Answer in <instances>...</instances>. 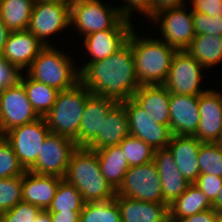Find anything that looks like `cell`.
Here are the masks:
<instances>
[{
  "mask_svg": "<svg viewBox=\"0 0 222 222\" xmlns=\"http://www.w3.org/2000/svg\"><path fill=\"white\" fill-rule=\"evenodd\" d=\"M33 222H51L50 213L47 210H42Z\"/></svg>",
  "mask_w": 222,
  "mask_h": 222,
  "instance_id": "obj_47",
  "label": "cell"
},
{
  "mask_svg": "<svg viewBox=\"0 0 222 222\" xmlns=\"http://www.w3.org/2000/svg\"><path fill=\"white\" fill-rule=\"evenodd\" d=\"M212 205L213 209L216 210L217 212L222 211V187Z\"/></svg>",
  "mask_w": 222,
  "mask_h": 222,
  "instance_id": "obj_48",
  "label": "cell"
},
{
  "mask_svg": "<svg viewBox=\"0 0 222 222\" xmlns=\"http://www.w3.org/2000/svg\"><path fill=\"white\" fill-rule=\"evenodd\" d=\"M129 167L144 165L153 161L154 150L143 140L129 135L119 144Z\"/></svg>",
  "mask_w": 222,
  "mask_h": 222,
  "instance_id": "obj_33",
  "label": "cell"
},
{
  "mask_svg": "<svg viewBox=\"0 0 222 222\" xmlns=\"http://www.w3.org/2000/svg\"><path fill=\"white\" fill-rule=\"evenodd\" d=\"M85 202L74 185L64 179L59 183L48 212L82 211Z\"/></svg>",
  "mask_w": 222,
  "mask_h": 222,
  "instance_id": "obj_31",
  "label": "cell"
},
{
  "mask_svg": "<svg viewBox=\"0 0 222 222\" xmlns=\"http://www.w3.org/2000/svg\"><path fill=\"white\" fill-rule=\"evenodd\" d=\"M70 25V2L34 3L27 30L44 46H51L49 36Z\"/></svg>",
  "mask_w": 222,
  "mask_h": 222,
  "instance_id": "obj_11",
  "label": "cell"
},
{
  "mask_svg": "<svg viewBox=\"0 0 222 222\" xmlns=\"http://www.w3.org/2000/svg\"><path fill=\"white\" fill-rule=\"evenodd\" d=\"M41 211L33 204L20 201L15 207L0 214V222H33Z\"/></svg>",
  "mask_w": 222,
  "mask_h": 222,
  "instance_id": "obj_37",
  "label": "cell"
},
{
  "mask_svg": "<svg viewBox=\"0 0 222 222\" xmlns=\"http://www.w3.org/2000/svg\"><path fill=\"white\" fill-rule=\"evenodd\" d=\"M155 163L162 185L163 203L171 205L191 185L178 170L168 148L154 150Z\"/></svg>",
  "mask_w": 222,
  "mask_h": 222,
  "instance_id": "obj_17",
  "label": "cell"
},
{
  "mask_svg": "<svg viewBox=\"0 0 222 222\" xmlns=\"http://www.w3.org/2000/svg\"><path fill=\"white\" fill-rule=\"evenodd\" d=\"M21 73L23 72L17 66L0 56V89L17 85L20 82Z\"/></svg>",
  "mask_w": 222,
  "mask_h": 222,
  "instance_id": "obj_41",
  "label": "cell"
},
{
  "mask_svg": "<svg viewBox=\"0 0 222 222\" xmlns=\"http://www.w3.org/2000/svg\"><path fill=\"white\" fill-rule=\"evenodd\" d=\"M157 167L150 163L129 167L116 189V195L144 202L163 203V193Z\"/></svg>",
  "mask_w": 222,
  "mask_h": 222,
  "instance_id": "obj_7",
  "label": "cell"
},
{
  "mask_svg": "<svg viewBox=\"0 0 222 222\" xmlns=\"http://www.w3.org/2000/svg\"><path fill=\"white\" fill-rule=\"evenodd\" d=\"M186 51L205 69L222 63V35H196Z\"/></svg>",
  "mask_w": 222,
  "mask_h": 222,
  "instance_id": "obj_28",
  "label": "cell"
},
{
  "mask_svg": "<svg viewBox=\"0 0 222 222\" xmlns=\"http://www.w3.org/2000/svg\"><path fill=\"white\" fill-rule=\"evenodd\" d=\"M130 135L127 111L122 103H117L107 114L101 125V134L87 146L92 150L119 145L126 136Z\"/></svg>",
  "mask_w": 222,
  "mask_h": 222,
  "instance_id": "obj_23",
  "label": "cell"
},
{
  "mask_svg": "<svg viewBox=\"0 0 222 222\" xmlns=\"http://www.w3.org/2000/svg\"><path fill=\"white\" fill-rule=\"evenodd\" d=\"M219 212L213 208L179 219L177 222H215Z\"/></svg>",
  "mask_w": 222,
  "mask_h": 222,
  "instance_id": "obj_43",
  "label": "cell"
},
{
  "mask_svg": "<svg viewBox=\"0 0 222 222\" xmlns=\"http://www.w3.org/2000/svg\"><path fill=\"white\" fill-rule=\"evenodd\" d=\"M200 121L195 137L202 143H220L222 94L208 89L199 95Z\"/></svg>",
  "mask_w": 222,
  "mask_h": 222,
  "instance_id": "obj_15",
  "label": "cell"
},
{
  "mask_svg": "<svg viewBox=\"0 0 222 222\" xmlns=\"http://www.w3.org/2000/svg\"><path fill=\"white\" fill-rule=\"evenodd\" d=\"M44 117L36 121L15 127L3 136L11 144L20 164L29 170L37 161L42 145L50 134Z\"/></svg>",
  "mask_w": 222,
  "mask_h": 222,
  "instance_id": "obj_9",
  "label": "cell"
},
{
  "mask_svg": "<svg viewBox=\"0 0 222 222\" xmlns=\"http://www.w3.org/2000/svg\"><path fill=\"white\" fill-rule=\"evenodd\" d=\"M25 172L11 144L0 136V179L23 176Z\"/></svg>",
  "mask_w": 222,
  "mask_h": 222,
  "instance_id": "obj_36",
  "label": "cell"
},
{
  "mask_svg": "<svg viewBox=\"0 0 222 222\" xmlns=\"http://www.w3.org/2000/svg\"><path fill=\"white\" fill-rule=\"evenodd\" d=\"M101 173L116 190L129 169V165L120 145H112L95 150Z\"/></svg>",
  "mask_w": 222,
  "mask_h": 222,
  "instance_id": "obj_26",
  "label": "cell"
},
{
  "mask_svg": "<svg viewBox=\"0 0 222 222\" xmlns=\"http://www.w3.org/2000/svg\"><path fill=\"white\" fill-rule=\"evenodd\" d=\"M201 144L202 142L195 136L173 135L167 145L178 170L191 184H194L201 174L198 163V152Z\"/></svg>",
  "mask_w": 222,
  "mask_h": 222,
  "instance_id": "obj_20",
  "label": "cell"
},
{
  "mask_svg": "<svg viewBox=\"0 0 222 222\" xmlns=\"http://www.w3.org/2000/svg\"><path fill=\"white\" fill-rule=\"evenodd\" d=\"M63 179L53 175H40L29 170L23 175L22 201L47 210Z\"/></svg>",
  "mask_w": 222,
  "mask_h": 222,
  "instance_id": "obj_22",
  "label": "cell"
},
{
  "mask_svg": "<svg viewBox=\"0 0 222 222\" xmlns=\"http://www.w3.org/2000/svg\"><path fill=\"white\" fill-rule=\"evenodd\" d=\"M34 0H0V18L10 31L27 30Z\"/></svg>",
  "mask_w": 222,
  "mask_h": 222,
  "instance_id": "obj_29",
  "label": "cell"
},
{
  "mask_svg": "<svg viewBox=\"0 0 222 222\" xmlns=\"http://www.w3.org/2000/svg\"><path fill=\"white\" fill-rule=\"evenodd\" d=\"M80 82L92 94L111 98L118 103L131 99L141 86L131 45L127 42L106 59L88 63L80 71Z\"/></svg>",
  "mask_w": 222,
  "mask_h": 222,
  "instance_id": "obj_1",
  "label": "cell"
},
{
  "mask_svg": "<svg viewBox=\"0 0 222 222\" xmlns=\"http://www.w3.org/2000/svg\"><path fill=\"white\" fill-rule=\"evenodd\" d=\"M201 174H210L222 178V144L202 143L198 152Z\"/></svg>",
  "mask_w": 222,
  "mask_h": 222,
  "instance_id": "obj_34",
  "label": "cell"
},
{
  "mask_svg": "<svg viewBox=\"0 0 222 222\" xmlns=\"http://www.w3.org/2000/svg\"><path fill=\"white\" fill-rule=\"evenodd\" d=\"M51 222H80L81 211L49 212Z\"/></svg>",
  "mask_w": 222,
  "mask_h": 222,
  "instance_id": "obj_44",
  "label": "cell"
},
{
  "mask_svg": "<svg viewBox=\"0 0 222 222\" xmlns=\"http://www.w3.org/2000/svg\"><path fill=\"white\" fill-rule=\"evenodd\" d=\"M117 7L101 0H71L70 26L82 36L102 30H132V22L124 19Z\"/></svg>",
  "mask_w": 222,
  "mask_h": 222,
  "instance_id": "obj_5",
  "label": "cell"
},
{
  "mask_svg": "<svg viewBox=\"0 0 222 222\" xmlns=\"http://www.w3.org/2000/svg\"><path fill=\"white\" fill-rule=\"evenodd\" d=\"M123 3V5H119L118 10L122 17L128 21H131L130 17L135 10L136 13L141 12V14L145 15V17L147 16L149 19L153 17V0H124Z\"/></svg>",
  "mask_w": 222,
  "mask_h": 222,
  "instance_id": "obj_39",
  "label": "cell"
},
{
  "mask_svg": "<svg viewBox=\"0 0 222 222\" xmlns=\"http://www.w3.org/2000/svg\"><path fill=\"white\" fill-rule=\"evenodd\" d=\"M169 127L173 135L195 136L199 121V96L170 95Z\"/></svg>",
  "mask_w": 222,
  "mask_h": 222,
  "instance_id": "obj_16",
  "label": "cell"
},
{
  "mask_svg": "<svg viewBox=\"0 0 222 222\" xmlns=\"http://www.w3.org/2000/svg\"><path fill=\"white\" fill-rule=\"evenodd\" d=\"M44 47V44L28 30L11 31L4 45L2 57L23 71L30 67Z\"/></svg>",
  "mask_w": 222,
  "mask_h": 222,
  "instance_id": "obj_18",
  "label": "cell"
},
{
  "mask_svg": "<svg viewBox=\"0 0 222 222\" xmlns=\"http://www.w3.org/2000/svg\"><path fill=\"white\" fill-rule=\"evenodd\" d=\"M134 29L131 30L127 42L133 51L140 85H163L177 50L158 37L140 38Z\"/></svg>",
  "mask_w": 222,
  "mask_h": 222,
  "instance_id": "obj_3",
  "label": "cell"
},
{
  "mask_svg": "<svg viewBox=\"0 0 222 222\" xmlns=\"http://www.w3.org/2000/svg\"><path fill=\"white\" fill-rule=\"evenodd\" d=\"M91 94L80 81L71 89L59 91L54 105L44 116L50 132L73 139L79 147L80 122Z\"/></svg>",
  "mask_w": 222,
  "mask_h": 222,
  "instance_id": "obj_4",
  "label": "cell"
},
{
  "mask_svg": "<svg viewBox=\"0 0 222 222\" xmlns=\"http://www.w3.org/2000/svg\"><path fill=\"white\" fill-rule=\"evenodd\" d=\"M170 92L164 85H141L132 99L159 124L169 125Z\"/></svg>",
  "mask_w": 222,
  "mask_h": 222,
  "instance_id": "obj_24",
  "label": "cell"
},
{
  "mask_svg": "<svg viewBox=\"0 0 222 222\" xmlns=\"http://www.w3.org/2000/svg\"><path fill=\"white\" fill-rule=\"evenodd\" d=\"M192 12H200L210 17L222 16V0H191Z\"/></svg>",
  "mask_w": 222,
  "mask_h": 222,
  "instance_id": "obj_42",
  "label": "cell"
},
{
  "mask_svg": "<svg viewBox=\"0 0 222 222\" xmlns=\"http://www.w3.org/2000/svg\"><path fill=\"white\" fill-rule=\"evenodd\" d=\"M194 185L208 197L211 203H213L221 190L222 178L210 174H200Z\"/></svg>",
  "mask_w": 222,
  "mask_h": 222,
  "instance_id": "obj_40",
  "label": "cell"
},
{
  "mask_svg": "<svg viewBox=\"0 0 222 222\" xmlns=\"http://www.w3.org/2000/svg\"><path fill=\"white\" fill-rule=\"evenodd\" d=\"M80 222H121L117 201L113 198L85 203L80 213Z\"/></svg>",
  "mask_w": 222,
  "mask_h": 222,
  "instance_id": "obj_32",
  "label": "cell"
},
{
  "mask_svg": "<svg viewBox=\"0 0 222 222\" xmlns=\"http://www.w3.org/2000/svg\"><path fill=\"white\" fill-rule=\"evenodd\" d=\"M39 118L20 82L1 91L0 136L15 127L32 123Z\"/></svg>",
  "mask_w": 222,
  "mask_h": 222,
  "instance_id": "obj_13",
  "label": "cell"
},
{
  "mask_svg": "<svg viewBox=\"0 0 222 222\" xmlns=\"http://www.w3.org/2000/svg\"><path fill=\"white\" fill-rule=\"evenodd\" d=\"M74 61L53 46H45L27 69V75L58 91L73 88L80 81L79 69ZM78 70V71H77Z\"/></svg>",
  "mask_w": 222,
  "mask_h": 222,
  "instance_id": "obj_6",
  "label": "cell"
},
{
  "mask_svg": "<svg viewBox=\"0 0 222 222\" xmlns=\"http://www.w3.org/2000/svg\"><path fill=\"white\" fill-rule=\"evenodd\" d=\"M203 69L186 50H177L163 85L170 94L199 96L208 90L200 86Z\"/></svg>",
  "mask_w": 222,
  "mask_h": 222,
  "instance_id": "obj_10",
  "label": "cell"
},
{
  "mask_svg": "<svg viewBox=\"0 0 222 222\" xmlns=\"http://www.w3.org/2000/svg\"><path fill=\"white\" fill-rule=\"evenodd\" d=\"M215 222H222V215L218 213Z\"/></svg>",
  "mask_w": 222,
  "mask_h": 222,
  "instance_id": "obj_50",
  "label": "cell"
},
{
  "mask_svg": "<svg viewBox=\"0 0 222 222\" xmlns=\"http://www.w3.org/2000/svg\"><path fill=\"white\" fill-rule=\"evenodd\" d=\"M193 23L196 35H222V16H214L193 12Z\"/></svg>",
  "mask_w": 222,
  "mask_h": 222,
  "instance_id": "obj_38",
  "label": "cell"
},
{
  "mask_svg": "<svg viewBox=\"0 0 222 222\" xmlns=\"http://www.w3.org/2000/svg\"><path fill=\"white\" fill-rule=\"evenodd\" d=\"M23 176L0 179V214L22 201Z\"/></svg>",
  "mask_w": 222,
  "mask_h": 222,
  "instance_id": "obj_35",
  "label": "cell"
},
{
  "mask_svg": "<svg viewBox=\"0 0 222 222\" xmlns=\"http://www.w3.org/2000/svg\"><path fill=\"white\" fill-rule=\"evenodd\" d=\"M117 103L111 98L95 94L87 98L79 127V147H87L97 134H101L104 119Z\"/></svg>",
  "mask_w": 222,
  "mask_h": 222,
  "instance_id": "obj_19",
  "label": "cell"
},
{
  "mask_svg": "<svg viewBox=\"0 0 222 222\" xmlns=\"http://www.w3.org/2000/svg\"><path fill=\"white\" fill-rule=\"evenodd\" d=\"M63 179L77 188L85 203L108 201L116 196V190L101 173L96 151L87 147L74 150Z\"/></svg>",
  "mask_w": 222,
  "mask_h": 222,
  "instance_id": "obj_2",
  "label": "cell"
},
{
  "mask_svg": "<svg viewBox=\"0 0 222 222\" xmlns=\"http://www.w3.org/2000/svg\"><path fill=\"white\" fill-rule=\"evenodd\" d=\"M77 148L71 138L50 133L42 145L36 163L29 171L64 178L72 153Z\"/></svg>",
  "mask_w": 222,
  "mask_h": 222,
  "instance_id": "obj_12",
  "label": "cell"
},
{
  "mask_svg": "<svg viewBox=\"0 0 222 222\" xmlns=\"http://www.w3.org/2000/svg\"><path fill=\"white\" fill-rule=\"evenodd\" d=\"M213 208L208 197L194 184H191L171 205H169L170 222L192 216Z\"/></svg>",
  "mask_w": 222,
  "mask_h": 222,
  "instance_id": "obj_27",
  "label": "cell"
},
{
  "mask_svg": "<svg viewBox=\"0 0 222 222\" xmlns=\"http://www.w3.org/2000/svg\"><path fill=\"white\" fill-rule=\"evenodd\" d=\"M10 30L4 24V22L0 18V56H2L4 45L7 42L8 36L10 34Z\"/></svg>",
  "mask_w": 222,
  "mask_h": 222,
  "instance_id": "obj_46",
  "label": "cell"
},
{
  "mask_svg": "<svg viewBox=\"0 0 222 222\" xmlns=\"http://www.w3.org/2000/svg\"><path fill=\"white\" fill-rule=\"evenodd\" d=\"M26 75V76H25ZM23 74L20 83L24 86L28 100L40 117H44L56 101L58 90ZM25 76V77H24Z\"/></svg>",
  "mask_w": 222,
  "mask_h": 222,
  "instance_id": "obj_30",
  "label": "cell"
},
{
  "mask_svg": "<svg viewBox=\"0 0 222 222\" xmlns=\"http://www.w3.org/2000/svg\"><path fill=\"white\" fill-rule=\"evenodd\" d=\"M121 103L128 114L130 135L143 140L153 150L167 148L173 136L169 125L154 121L132 98Z\"/></svg>",
  "mask_w": 222,
  "mask_h": 222,
  "instance_id": "obj_14",
  "label": "cell"
},
{
  "mask_svg": "<svg viewBox=\"0 0 222 222\" xmlns=\"http://www.w3.org/2000/svg\"><path fill=\"white\" fill-rule=\"evenodd\" d=\"M185 0H153V15L169 8L185 6Z\"/></svg>",
  "mask_w": 222,
  "mask_h": 222,
  "instance_id": "obj_45",
  "label": "cell"
},
{
  "mask_svg": "<svg viewBox=\"0 0 222 222\" xmlns=\"http://www.w3.org/2000/svg\"><path fill=\"white\" fill-rule=\"evenodd\" d=\"M39 2H71V0H34V3Z\"/></svg>",
  "mask_w": 222,
  "mask_h": 222,
  "instance_id": "obj_49",
  "label": "cell"
},
{
  "mask_svg": "<svg viewBox=\"0 0 222 222\" xmlns=\"http://www.w3.org/2000/svg\"><path fill=\"white\" fill-rule=\"evenodd\" d=\"M220 143L222 144V130H221V134H220Z\"/></svg>",
  "mask_w": 222,
  "mask_h": 222,
  "instance_id": "obj_51",
  "label": "cell"
},
{
  "mask_svg": "<svg viewBox=\"0 0 222 222\" xmlns=\"http://www.w3.org/2000/svg\"><path fill=\"white\" fill-rule=\"evenodd\" d=\"M131 30H102L91 33L84 37V46L91 58L84 63L79 72L90 62L106 59L109 55L117 52L128 40Z\"/></svg>",
  "mask_w": 222,
  "mask_h": 222,
  "instance_id": "obj_25",
  "label": "cell"
},
{
  "mask_svg": "<svg viewBox=\"0 0 222 222\" xmlns=\"http://www.w3.org/2000/svg\"><path fill=\"white\" fill-rule=\"evenodd\" d=\"M121 222H170L169 205L116 195Z\"/></svg>",
  "mask_w": 222,
  "mask_h": 222,
  "instance_id": "obj_21",
  "label": "cell"
},
{
  "mask_svg": "<svg viewBox=\"0 0 222 222\" xmlns=\"http://www.w3.org/2000/svg\"><path fill=\"white\" fill-rule=\"evenodd\" d=\"M186 10L185 6L169 8L157 12L150 19L161 27L159 39L176 50H186L196 36L192 9Z\"/></svg>",
  "mask_w": 222,
  "mask_h": 222,
  "instance_id": "obj_8",
  "label": "cell"
}]
</instances>
